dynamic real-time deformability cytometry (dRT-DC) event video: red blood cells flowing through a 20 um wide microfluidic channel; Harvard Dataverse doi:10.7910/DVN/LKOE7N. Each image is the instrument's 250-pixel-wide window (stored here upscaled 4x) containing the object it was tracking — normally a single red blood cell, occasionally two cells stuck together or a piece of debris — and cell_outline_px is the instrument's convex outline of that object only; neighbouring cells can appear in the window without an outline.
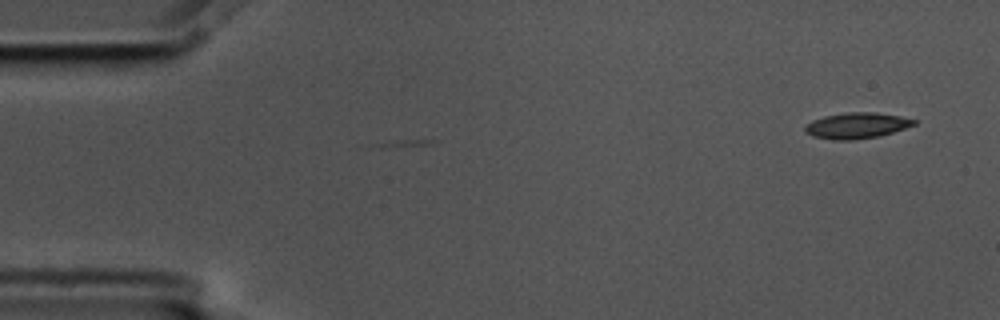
{"species": "common noctule bat (a hibernating species)", "species_latin": "Nyctalus noctula", "temperature_condition": "cold", "stored_images_in_passage": 3, "camera_frame_rate_fps": 3000, "um_per_image_px": 0.085, "animal": {"sex": "male", "body_mass_g": 17.5, "forearm_length_mm": 52.3}, "frame": {"image": 1, "passage_image": 3, "time_ms": 0.667, "image_size_px": [1000, 320], "cell_outline_px": [[916, 124], [880, 136], [852, 140], [836, 140], [812, 136], [804, 132], [804, 128], [812, 120], [824, 116], [848, 112], [876, 112], [900, 116], [916, 120]], "centroid_in_image_um": [72.8, 10.67], "position_along_channel_um": 12.2, "area_um2": 16.36}}